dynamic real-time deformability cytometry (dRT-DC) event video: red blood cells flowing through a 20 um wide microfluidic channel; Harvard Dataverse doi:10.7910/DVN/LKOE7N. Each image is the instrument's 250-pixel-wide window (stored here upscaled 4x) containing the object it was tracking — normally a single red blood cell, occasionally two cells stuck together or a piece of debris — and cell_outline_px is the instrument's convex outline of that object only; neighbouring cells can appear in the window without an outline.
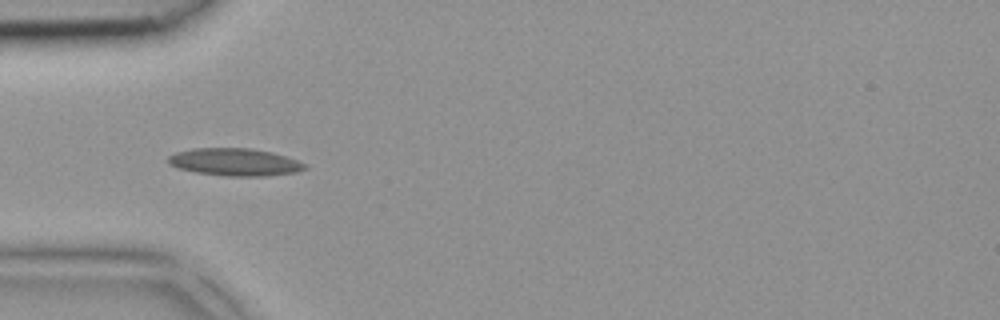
{"species": "common noctule bat (a hibernating species)", "species_latin": "Nyctalus noctula", "temperature_condition": "room temperature", "stored_images_in_passage": 2, "camera_frame_rate_fps": 3000, "um_per_image_px": 0.085, "animal": {"sex": "female", "body_mass_g": 18.4}, "frame": {"image": 1, "passage_image": 2, "time_ms": 0.333, "image_size_px": [1000, 320], "cell_outline_px": [[308, 168], [296, 172], [268, 176], [228, 176], [196, 172], [176, 168], [168, 164], [168, 156], [176, 152], [192, 148], [252, 148], [272, 152], [308, 164]], "centroid_in_image_um": [19.96, 13.77], "position_along_channel_um": 65.0, "area_um2": 22.02}}